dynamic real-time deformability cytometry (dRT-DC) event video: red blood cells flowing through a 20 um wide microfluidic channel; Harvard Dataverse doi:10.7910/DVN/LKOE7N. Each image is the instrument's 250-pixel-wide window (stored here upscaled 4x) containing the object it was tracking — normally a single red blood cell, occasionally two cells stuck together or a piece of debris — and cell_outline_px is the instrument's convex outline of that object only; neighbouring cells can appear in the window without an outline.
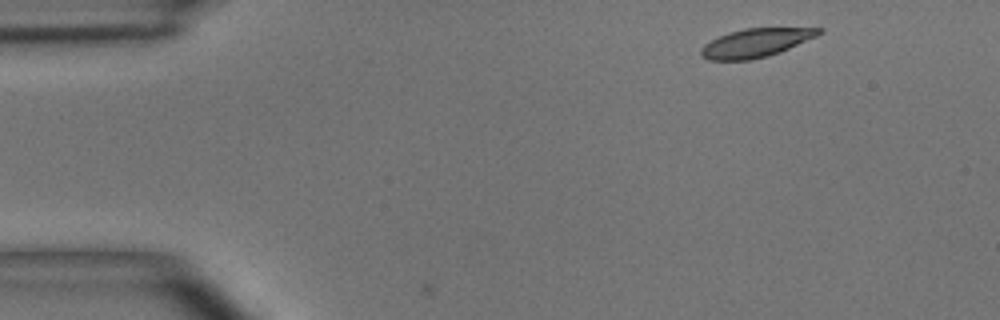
{"species": "common noctule bat (a hibernating species)", "species_latin": "Nyctalus noctula", "temperature_condition": "room temperature", "stored_images_in_passage": 2, "camera_frame_rate_fps": 3000, "um_per_image_px": 0.085, "animal": {"sex": "male", "body_mass_g": 15.6}, "frame": {"image": 1, "passage_image": 1, "time_ms": 0.0, "image_size_px": [1000, 320], "cell_outline_px": [[824, 32], [816, 36], [780, 52], [768, 56], [748, 60], [708, 60], [700, 56], [700, 48], [704, 44], [728, 32], [744, 28], [824, 28]], "centroid_in_image_um": [64.22, 3.64], "position_along_channel_um": 20.8, "area_um2": 19.59}}